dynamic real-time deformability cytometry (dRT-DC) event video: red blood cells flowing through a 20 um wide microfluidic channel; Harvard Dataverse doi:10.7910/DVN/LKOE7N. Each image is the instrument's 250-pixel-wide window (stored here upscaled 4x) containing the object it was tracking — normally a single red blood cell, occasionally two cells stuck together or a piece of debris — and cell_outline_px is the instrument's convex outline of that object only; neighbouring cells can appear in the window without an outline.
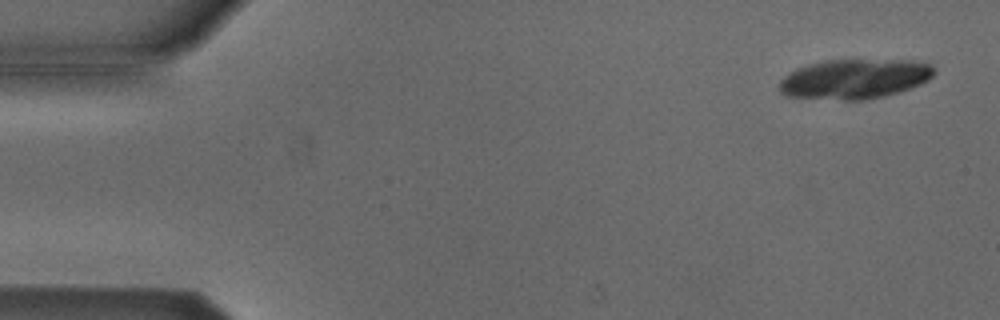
{"species": "Egyptian fruit bat (a non-hibernating species)", "species_latin": "Rousettus aegyptiacus", "temperature_condition": "cold", "stored_images_in_passage": 15, "camera_frame_rate_fps": 3000, "um_per_image_px": 0.085, "animal": {"sex": "male"}, "frame": {"image": 1, "passage_image": 3, "time_ms": 0.667, "image_size_px": [1000, 320], "cell_outline_px": [[936, 72], [928, 80], [920, 84], [900, 92], [884, 96], [864, 100], [844, 100], [784, 96], [780, 92], [780, 80], [788, 72], [796, 68], [808, 64], [828, 60], [912, 60], [932, 64]], "centroid_in_image_um": [72.64, 6.71], "position_along_channel_um": 12.4, "area_um2": 36.07}}